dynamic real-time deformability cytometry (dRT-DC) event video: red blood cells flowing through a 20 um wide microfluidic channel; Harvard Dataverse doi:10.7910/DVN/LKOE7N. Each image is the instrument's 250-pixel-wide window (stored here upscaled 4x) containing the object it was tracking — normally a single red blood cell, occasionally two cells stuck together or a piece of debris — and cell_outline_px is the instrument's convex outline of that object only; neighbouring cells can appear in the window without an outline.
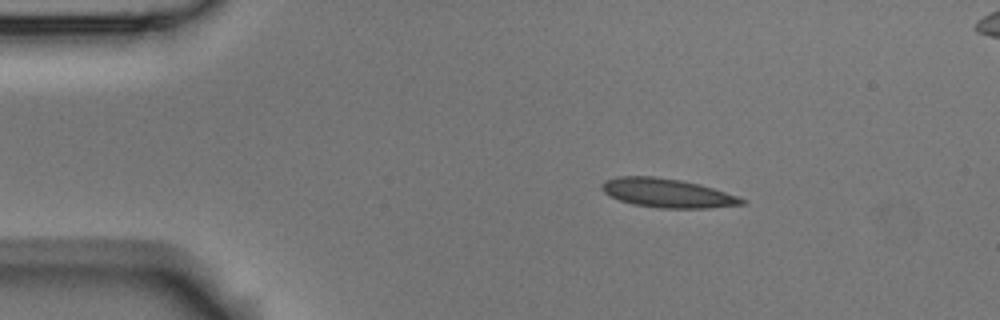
{"species": "Egyptian fruit bat (a non-hibernating species)", "species_latin": "Rousettus aegyptiacus", "temperature_condition": "room temperature", "stored_images_in_passage": 13, "camera_frame_rate_fps": 3000, "um_per_image_px": 0.085, "animal": {"sex": "male"}, "frame": {"image": 1, "passage_image": 1, "time_ms": 0.0, "image_size_px": [1000, 320], "cell_outline_px": [[748, 200], [744, 204], [708, 208], [660, 208], [636, 204], [620, 200], [604, 192], [600, 188], [600, 184], [604, 180], [616, 176], [656, 176], [680, 180], [700, 184]], "centroid_in_image_um": [56.69, 16.39], "position_along_channel_um": 28.3, "area_um2": 23.47}}
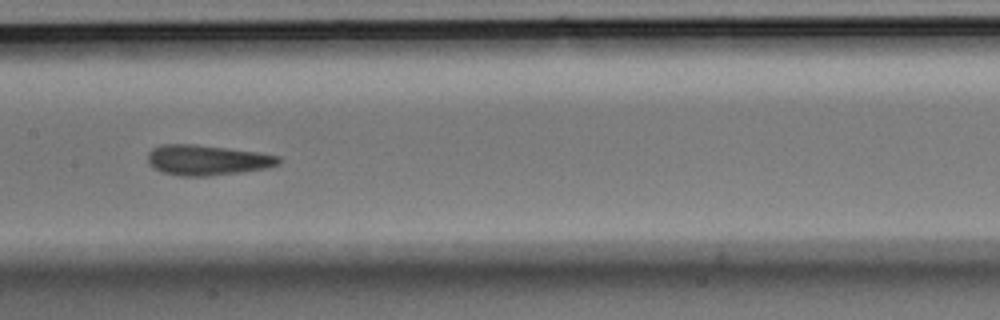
{"frame": {"image": 2, "passage_image": 6, "time_ms": 6.0, "image_size_px": [1000, 320], "cell_outline_px": [[280, 164], [268, 168], [244, 172], [208, 176], [180, 176], [160, 172], [148, 160], [148, 152], [152, 148], [160, 144], [196, 144], [228, 148], [256, 152], [280, 156]], "centroid_in_image_um": [17.62, 13.61], "position_along_channel_um": 189.8, "area_um2": 23.24}}
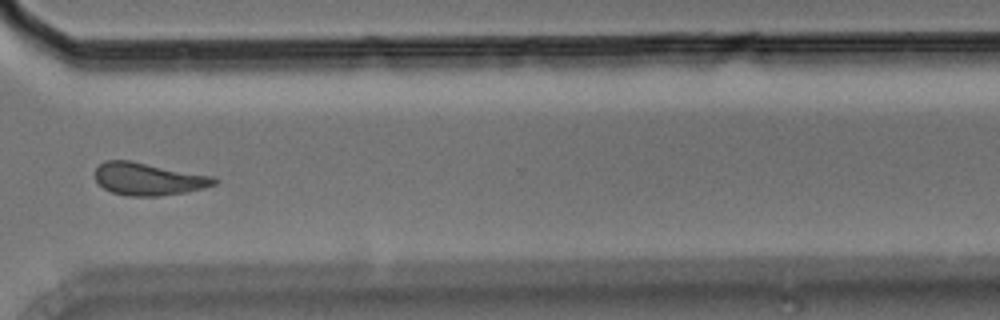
{"frame": {"image": 3, "passage_image": 10, "time_ms": 10.667, "image_size_px": [1000, 320], "cell_outline_px": [[216, 184], [204, 188], [184, 192], [160, 196], [124, 196], [112, 192], [104, 188], [96, 180], [96, 168], [104, 160], [128, 160], [212, 176], [216, 180]], "centroid_in_image_um": [12.58, 15.22], "position_along_channel_um": 358.0, "area_um2": 22.31}}